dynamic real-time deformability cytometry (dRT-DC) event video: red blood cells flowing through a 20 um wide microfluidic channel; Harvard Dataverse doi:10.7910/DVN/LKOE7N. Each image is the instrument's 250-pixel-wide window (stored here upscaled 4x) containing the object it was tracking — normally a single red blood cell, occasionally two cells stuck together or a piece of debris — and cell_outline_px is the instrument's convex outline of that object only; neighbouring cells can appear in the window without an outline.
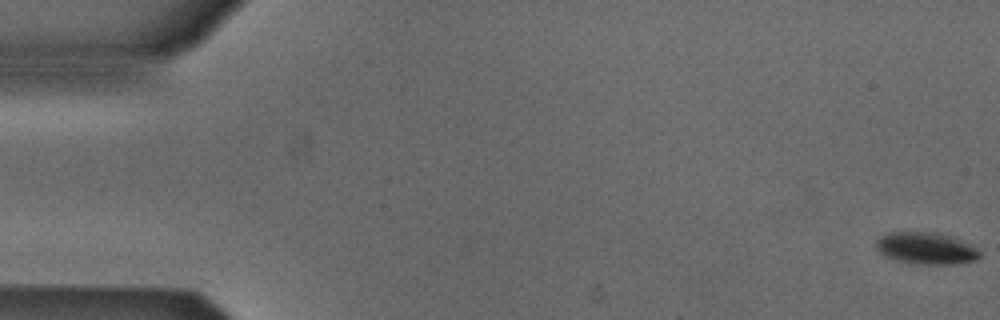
{"species": "Egyptian fruit bat (a non-hibernating species)", "species_latin": "Rousettus aegyptiacus", "temperature_condition": "cold", "stored_images_in_passage": 54, "camera_frame_rate_fps": 3000, "um_per_image_px": 0.085, "animal": {"sex": "male"}, "frame": {"image": 1, "passage_image": 1, "time_ms": 0.0, "image_size_px": [1000, 320], "cell_outline_px": [[980, 256], [976, 260], [956, 264], [920, 264], [896, 260], [884, 256], [876, 248], [876, 240], [880, 236], [888, 232], [928, 232], [948, 236], [968, 244], [976, 248], [980, 252]], "centroid_in_image_um": [78.67, 21.11], "position_along_channel_um": 6.3, "area_um2": 18.96}}
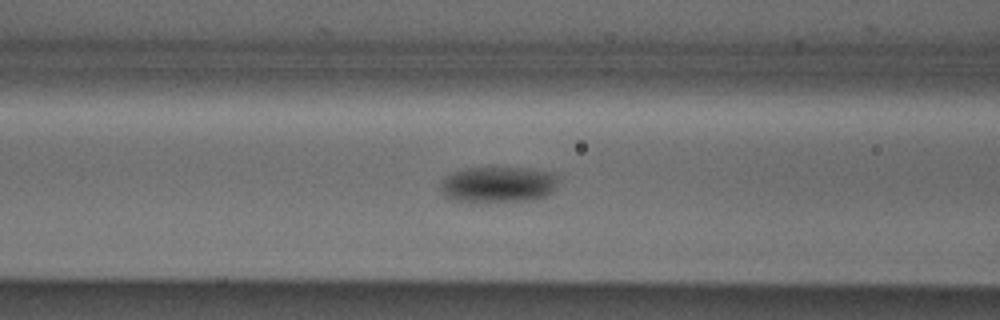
{"frame": {"image": 2, "passage_image": 22, "time_ms": 7.0, "image_size_px": [1000, 320], "cell_outline_px": [[556, 188], [548, 196], [536, 200], [484, 204], [468, 204], [448, 200], [444, 196], [440, 188], [440, 184], [444, 176], [452, 172], [468, 168], [524, 168], [552, 172], [556, 176]], "centroid_in_image_um": [42.27, 15.75], "position_along_channel_um": 124.3, "area_um2": 25.89}}
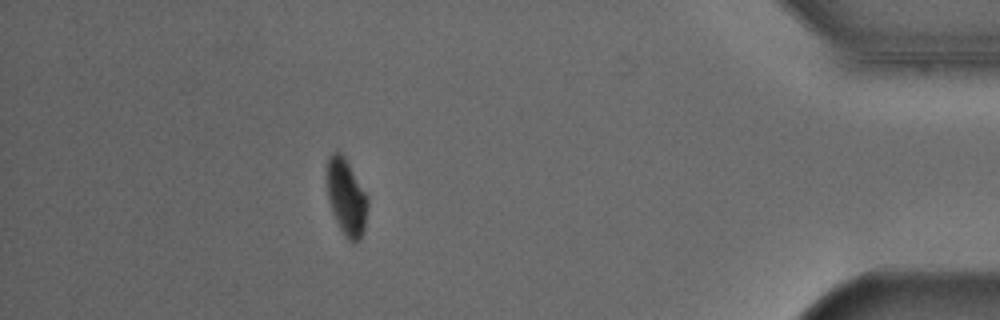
{"frame": {"image": 3, "passage_image": 48, "time_ms": 15.667, "image_size_px": [1000, 320], "cell_outline_px": [[368, 204], [364, 232], [360, 240], [356, 244], [352, 244], [344, 236], [332, 212], [328, 196], [328, 160], [332, 152], [340, 152], [344, 156], [368, 196]], "centroid_in_image_um": [29.48, 16.84], "position_along_channel_um": 405.7, "area_um2": 18.09}, "authors_computed_cell_mechanics": {"area_um2": 21.2415, "velocity_mm_per_s": 3.8523, "shape_relaxation_time_tau1_ms": 2.0573, "shape_relaxation_time_tau2_ms": null, "deformation_change_tau1": 0.0807, "deformation_change_tau2": null}}